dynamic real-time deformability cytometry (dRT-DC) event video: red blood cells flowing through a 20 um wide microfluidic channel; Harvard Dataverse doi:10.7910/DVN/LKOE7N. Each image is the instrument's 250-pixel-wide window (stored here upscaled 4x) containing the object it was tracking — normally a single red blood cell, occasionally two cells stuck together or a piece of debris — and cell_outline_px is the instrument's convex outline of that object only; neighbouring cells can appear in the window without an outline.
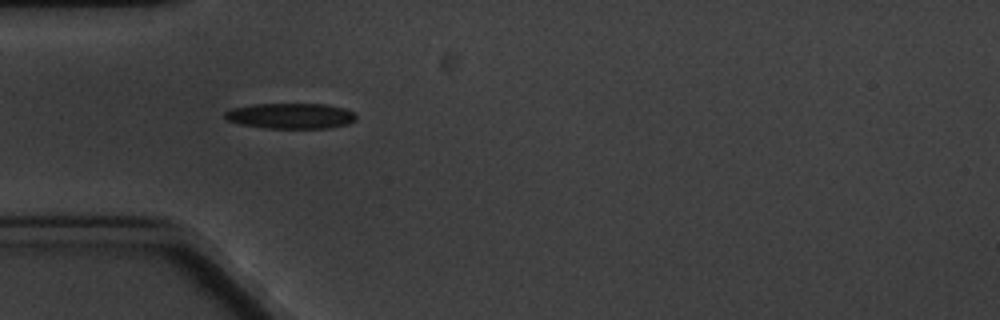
{"species": "common noctule bat (a hibernating species)", "species_latin": "Nyctalus noctula", "temperature_condition": "cold", "stored_images_in_passage": 6, "camera_frame_rate_fps": 3000, "um_per_image_px": 0.085, "animal": {"sex": "male", "body_mass_g": 20.1, "forearm_length_mm": 53.5}, "frame": {"image": 1, "passage_image": 4, "time_ms": 3.333, "image_size_px": [1000, 320], "cell_outline_px": [[356, 120], [348, 124], [328, 128], [264, 128], [240, 124], [228, 120], [224, 116], [224, 112], [232, 108], [256, 104], [324, 104], [344, 108], [352, 112], [356, 116]], "centroid_in_image_um": [24.7, 9.85], "position_along_channel_um": 60.3, "area_um2": 19.48}}